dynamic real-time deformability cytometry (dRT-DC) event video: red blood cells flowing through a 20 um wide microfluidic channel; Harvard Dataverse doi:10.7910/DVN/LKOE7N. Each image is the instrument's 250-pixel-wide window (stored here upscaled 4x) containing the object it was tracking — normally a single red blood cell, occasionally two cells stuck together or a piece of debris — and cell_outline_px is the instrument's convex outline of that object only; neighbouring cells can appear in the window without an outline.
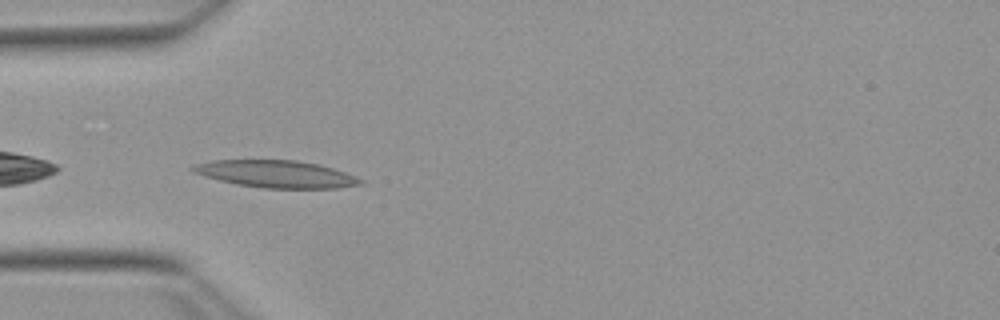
{"species": "Egyptian fruit bat (a non-hibernating species)", "species_latin": "Rousettus aegyptiacus", "temperature_condition": "warm", "stored_images_in_passage": 31, "camera_frame_rate_fps": 3000, "um_per_image_px": 0.085, "animal": {"sex": "female"}, "frame": {"image": 1, "passage_image": 1, "time_ms": 0.0, "image_size_px": [1000, 320], "cell_outline_px": [[364, 184], [336, 188], [264, 188], [236, 184], [204, 176], [192, 172], [188, 168], [196, 164], [212, 160], [296, 160], [320, 164], [344, 172], [364, 180]], "centroid_in_image_um": [23.46, 14.79], "position_along_channel_um": 61.5, "area_um2": 26.59}}
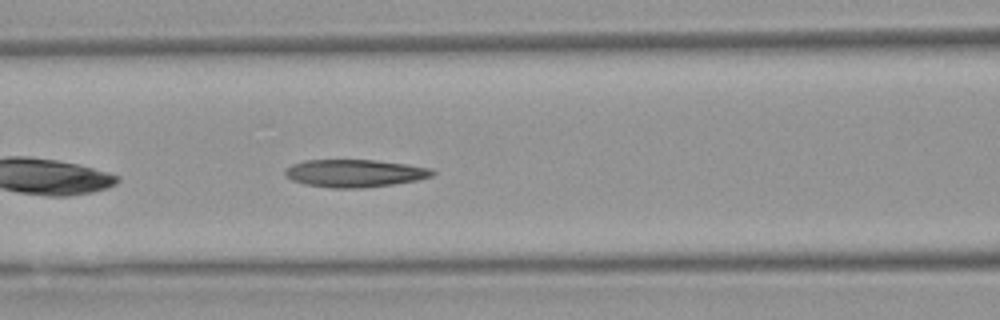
{"frame": {"image": 2, "passage_image": 7, "time_ms": 2.0, "image_size_px": [1000, 320], "cell_outline_px": [[436, 172], [432, 176], [416, 180], [392, 184], [364, 188], [332, 188], [304, 184], [292, 180], [284, 176], [284, 168], [292, 164], [304, 160], [376, 160], [408, 164], [432, 168]], "centroid_in_image_um": [30.12, 14.72], "position_along_channel_um": 136.5, "area_um2": 23.93}}
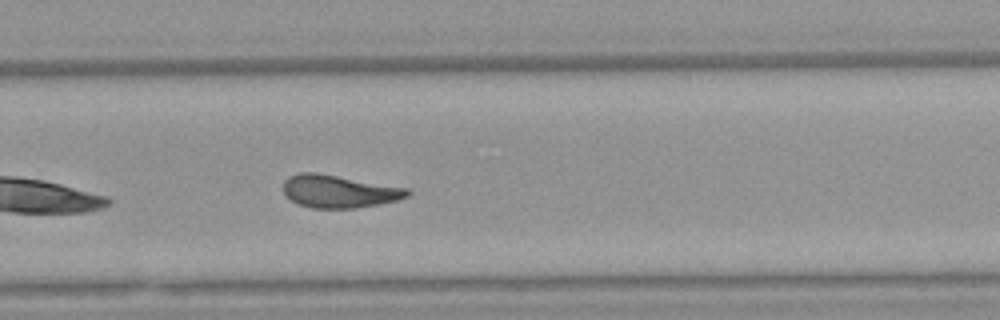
{"frame": {"image": 3, "passage_image": 20, "time_ms": 6.333, "image_size_px": [1000, 320], "cell_outline_px": [[412, 192], [408, 196], [396, 200], [380, 204], [352, 208], [312, 208], [296, 204], [284, 192], [284, 180], [288, 176], [300, 172], [316, 172], [408, 188]], "centroid_in_image_um": [28.81, 16.26], "position_along_channel_um": 301.0, "area_um2": 23.64}, "authors_computed_cell_mechanics": {"area_um2": 23.5246, "velocity_mm_per_s": 3.8223, "shape_relaxation_time_tau1_ms": 5.1217, "shape_relaxation_time_tau2_ms": 3.8426, "deformation_change_tau1": 0.148, "deformation_change_tau2": 0.0951}}